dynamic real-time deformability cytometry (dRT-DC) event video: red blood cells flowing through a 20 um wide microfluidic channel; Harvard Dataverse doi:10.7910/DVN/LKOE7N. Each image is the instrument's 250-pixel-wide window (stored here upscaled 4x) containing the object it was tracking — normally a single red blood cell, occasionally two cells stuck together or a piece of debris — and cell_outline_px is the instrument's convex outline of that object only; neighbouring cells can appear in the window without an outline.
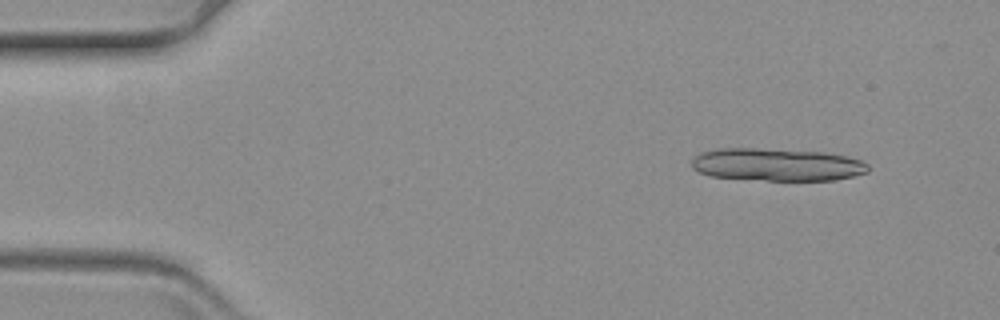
{"species": "common noctule bat (a hibernating species)", "species_latin": "Nyctalus noctula", "temperature_condition": "warm", "stored_images_in_passage": 16, "camera_frame_rate_fps": 3000, "um_per_image_px": 0.085, "animal": {"sex": "female", "body_mass_g": 19.3, "forearm_length_mm": 54.1}, "frame": {"image": 1, "passage_image": 5, "time_ms": 1.333, "image_size_px": [1000, 320], "cell_outline_px": [[868, 172], [852, 176], [832, 180], [768, 180], [712, 176], [700, 172], [692, 168], [692, 160], [696, 156], [704, 152], [720, 148], [756, 148], [824, 152], [844, 156], [860, 160], [868, 164]], "centroid_in_image_um": [66.05, 13.99], "position_along_channel_um": 19.0, "area_um2": 33.12}}